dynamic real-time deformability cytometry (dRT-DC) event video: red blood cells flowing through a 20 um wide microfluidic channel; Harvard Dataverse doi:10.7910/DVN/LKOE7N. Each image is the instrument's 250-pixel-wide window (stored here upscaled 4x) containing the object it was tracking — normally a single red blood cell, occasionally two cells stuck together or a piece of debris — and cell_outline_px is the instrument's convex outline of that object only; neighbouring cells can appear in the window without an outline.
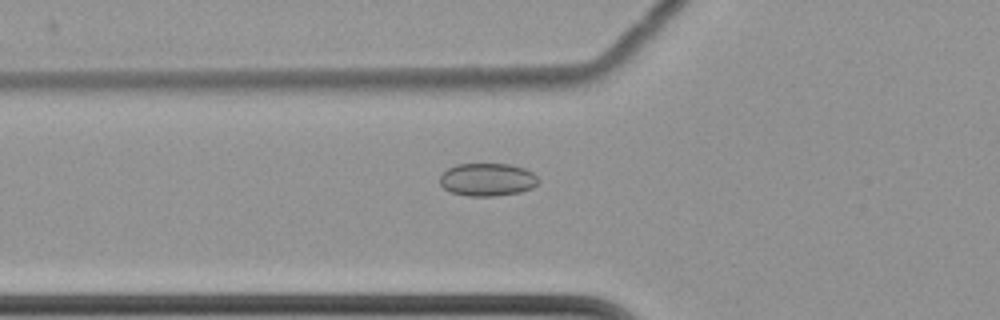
{"species": "common noctule bat (a hibernating species)", "species_latin": "Nyctalus noctula", "temperature_condition": "cold", "stored_images_in_passage": 37, "camera_frame_rate_fps": 3000, "um_per_image_px": 0.085, "animal": {"sex": "female", "body_mass_g": 22.7, "forearm_length_mm": 54.2}, "frame": {"image": 1, "passage_image": 7, "time_ms": 2.0, "image_size_px": [1000, 320], "cell_outline_px": [[540, 180], [532, 188], [520, 192], [496, 196], [468, 196], [452, 192], [444, 188], [440, 184], [440, 176], [448, 168], [456, 164], [508, 164], [524, 168], [532, 172]], "centroid_in_image_um": [41.43, 15.26], "position_along_channel_um": 84.4, "area_um2": 18.84}}
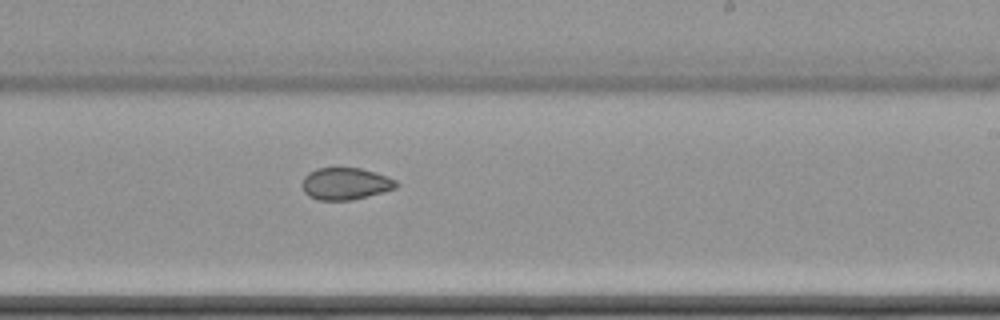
{"frame": {"image": 2, "passage_image": 22, "time_ms": 7.0, "image_size_px": [1000, 320], "cell_outline_px": [[396, 188], [368, 196], [352, 200], [316, 200], [308, 196], [304, 192], [304, 176], [308, 172], [316, 168], [360, 168], [376, 172], [388, 176], [396, 180]], "centroid_in_image_um": [29.36, 15.61], "position_along_channel_um": 259.6, "area_um2": 17.51}}
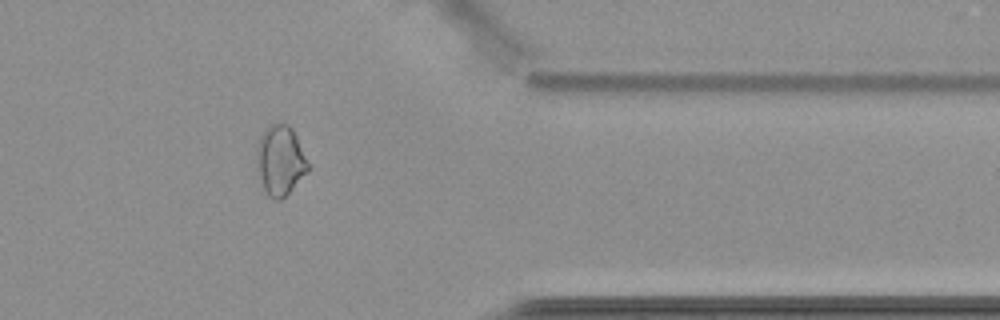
{"frame": {"image": 3, "passage_image": 34, "time_ms": 11.0, "image_size_px": [1000, 320], "cell_outline_px": [[308, 172], [280, 200], [272, 200], [268, 196], [264, 188], [256, 168], [256, 144], [264, 128], [268, 124], [276, 120], [288, 124], [292, 128], [296, 136], [308, 164]], "centroid_in_image_um": [23.77, 13.57], "position_along_channel_um": 387.6, "area_um2": 21.15}, "authors_computed_cell_mechanics": {"area_um2": 18.496, "velocity_mm_per_s": 3.5078, "shape_relaxation_time_tau1_ms": null, "shape_relaxation_time_tau2_ms": 3.7614, "deformation_change_tau1": null, "deformation_change_tau2": 0.0592}}